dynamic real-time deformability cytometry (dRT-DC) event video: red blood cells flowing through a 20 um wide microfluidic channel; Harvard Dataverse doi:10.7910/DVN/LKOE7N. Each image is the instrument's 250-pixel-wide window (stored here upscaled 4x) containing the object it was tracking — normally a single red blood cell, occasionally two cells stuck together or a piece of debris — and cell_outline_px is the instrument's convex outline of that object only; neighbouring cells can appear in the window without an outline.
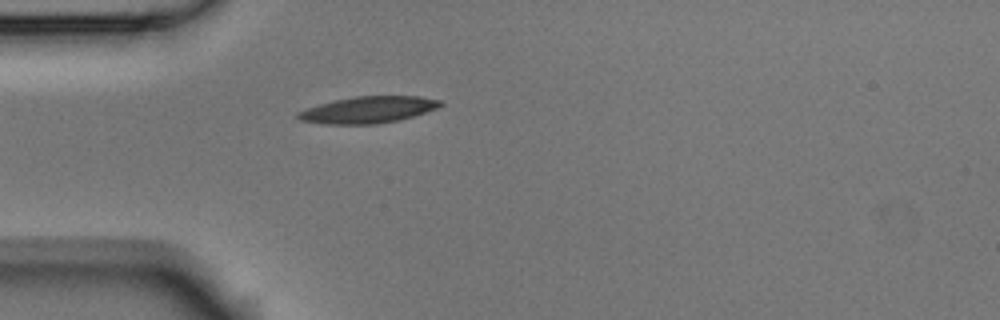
{"species": "Egyptian fruit bat (a non-hibernating species)", "species_latin": "Rousettus aegyptiacus", "temperature_condition": "room temperature", "stored_images_in_passage": 3, "camera_frame_rate_fps": 3000, "um_per_image_px": 0.085, "animal": {"sex": "male"}, "frame": {"image": 1, "passage_image": 3, "time_ms": 0.667, "image_size_px": [1000, 320], "cell_outline_px": [[444, 104], [436, 108], [400, 120], [376, 124], [324, 124], [300, 120], [296, 116], [296, 112], [320, 104], [352, 96], [420, 96], [440, 100]], "centroid_in_image_um": [31.28, 9.33], "position_along_channel_um": 53.7, "area_um2": 21.96}}